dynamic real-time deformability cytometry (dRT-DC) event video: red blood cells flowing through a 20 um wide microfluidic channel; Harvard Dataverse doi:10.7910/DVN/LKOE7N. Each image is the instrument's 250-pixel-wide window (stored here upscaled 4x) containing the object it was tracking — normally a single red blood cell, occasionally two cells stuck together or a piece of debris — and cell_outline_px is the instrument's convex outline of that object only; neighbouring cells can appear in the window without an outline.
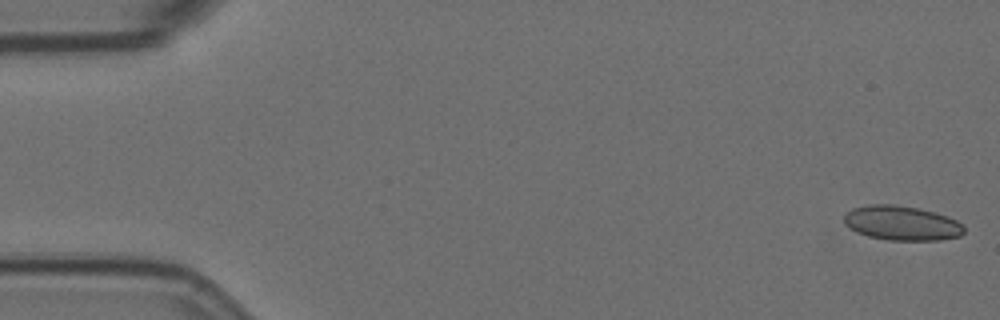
{"species": "Egyptian fruit bat (a non-hibernating species)", "species_latin": "Rousettus aegyptiacus", "temperature_condition": "room temperature", "stored_images_in_passage": 57, "camera_frame_rate_fps": 3000, "um_per_image_px": 0.085, "animal": {"sex": "female"}, "frame": {"image": 1, "passage_image": 1, "time_ms": 0.0, "image_size_px": [1000, 320], "cell_outline_px": [[964, 232], [960, 236], [940, 240], [888, 240], [868, 236], [856, 232], [844, 224], [844, 216], [852, 208], [868, 204], [896, 204], [916, 208], [948, 216], [964, 224]], "centroid_in_image_um": [76.65, 18.96], "position_along_channel_um": 8.4, "area_um2": 24.22}}
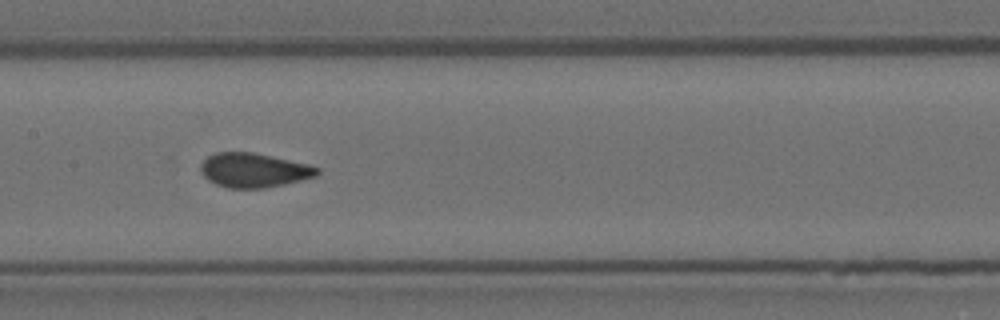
{"frame": {"image": 2, "passage_image": 27, "time_ms": 8.667, "image_size_px": [1000, 320], "cell_outline_px": [[320, 172], [316, 176], [284, 184], [264, 188], [228, 188], [216, 184], [208, 180], [200, 172], [200, 164], [208, 156], [216, 152], [252, 152], [308, 164], [320, 168]], "centroid_in_image_um": [21.55, 14.47], "position_along_channel_um": 185.8, "area_um2": 23.24}}
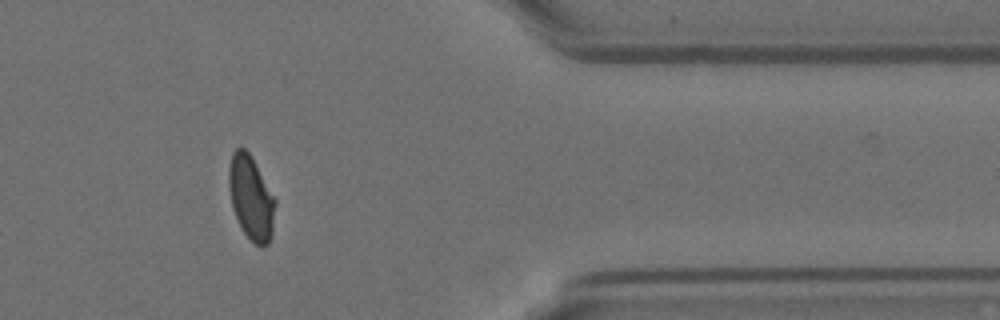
{"frame": {"image": 3, "passage_image": 46, "time_ms": 15.0, "image_size_px": [1000, 320], "cell_outline_px": [[276, 204], [272, 232], [268, 244], [256, 244], [244, 232], [232, 208], [228, 184], [228, 168], [232, 152], [236, 148], [244, 148], [252, 156], [276, 200]], "centroid_in_image_um": [21.33, 16.75], "position_along_channel_um": 390.1, "area_um2": 22.54}}